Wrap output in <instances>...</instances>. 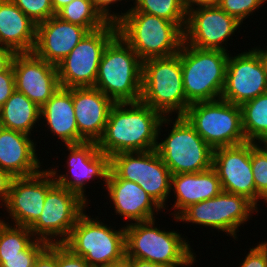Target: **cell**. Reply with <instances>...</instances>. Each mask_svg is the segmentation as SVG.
<instances>
[{"label": "cell", "instance_id": "6da1fadb", "mask_svg": "<svg viewBox=\"0 0 267 267\" xmlns=\"http://www.w3.org/2000/svg\"><path fill=\"white\" fill-rule=\"evenodd\" d=\"M171 121L170 116L163 117L141 101L115 103L97 142L98 149L109 157L123 152L154 150L161 126Z\"/></svg>", "mask_w": 267, "mask_h": 267}, {"label": "cell", "instance_id": "7a4b0ae2", "mask_svg": "<svg viewBox=\"0 0 267 267\" xmlns=\"http://www.w3.org/2000/svg\"><path fill=\"white\" fill-rule=\"evenodd\" d=\"M116 25L117 34L142 62L176 55L184 42V31L176 23L143 12H121Z\"/></svg>", "mask_w": 267, "mask_h": 267}, {"label": "cell", "instance_id": "3957f363", "mask_svg": "<svg viewBox=\"0 0 267 267\" xmlns=\"http://www.w3.org/2000/svg\"><path fill=\"white\" fill-rule=\"evenodd\" d=\"M94 87L114 103L140 101L142 61L118 34L102 53Z\"/></svg>", "mask_w": 267, "mask_h": 267}, {"label": "cell", "instance_id": "277c9868", "mask_svg": "<svg viewBox=\"0 0 267 267\" xmlns=\"http://www.w3.org/2000/svg\"><path fill=\"white\" fill-rule=\"evenodd\" d=\"M177 231L155 226V219L129 223L125 227V258H136L168 267L191 266L196 256Z\"/></svg>", "mask_w": 267, "mask_h": 267}, {"label": "cell", "instance_id": "5b68a950", "mask_svg": "<svg viewBox=\"0 0 267 267\" xmlns=\"http://www.w3.org/2000/svg\"><path fill=\"white\" fill-rule=\"evenodd\" d=\"M140 101L158 111L163 117L183 116L191 103L186 99L178 54L152 58L142 62V91Z\"/></svg>", "mask_w": 267, "mask_h": 267}, {"label": "cell", "instance_id": "8992f818", "mask_svg": "<svg viewBox=\"0 0 267 267\" xmlns=\"http://www.w3.org/2000/svg\"><path fill=\"white\" fill-rule=\"evenodd\" d=\"M178 55L186 99L192 104L221 98L229 53L199 49L183 42Z\"/></svg>", "mask_w": 267, "mask_h": 267}, {"label": "cell", "instance_id": "52a82bcc", "mask_svg": "<svg viewBox=\"0 0 267 267\" xmlns=\"http://www.w3.org/2000/svg\"><path fill=\"white\" fill-rule=\"evenodd\" d=\"M84 211L63 243L74 255L83 257L91 267H106L125 260V226L112 229Z\"/></svg>", "mask_w": 267, "mask_h": 267}, {"label": "cell", "instance_id": "ba28073f", "mask_svg": "<svg viewBox=\"0 0 267 267\" xmlns=\"http://www.w3.org/2000/svg\"><path fill=\"white\" fill-rule=\"evenodd\" d=\"M214 150L247 142L240 105L223 99L192 103L183 115Z\"/></svg>", "mask_w": 267, "mask_h": 267}, {"label": "cell", "instance_id": "9c48e42d", "mask_svg": "<svg viewBox=\"0 0 267 267\" xmlns=\"http://www.w3.org/2000/svg\"><path fill=\"white\" fill-rule=\"evenodd\" d=\"M168 137L157 142L156 150L171 175L197 173L212 167L213 149L184 116H176Z\"/></svg>", "mask_w": 267, "mask_h": 267}, {"label": "cell", "instance_id": "30bf717a", "mask_svg": "<svg viewBox=\"0 0 267 267\" xmlns=\"http://www.w3.org/2000/svg\"><path fill=\"white\" fill-rule=\"evenodd\" d=\"M107 178H121L139 184L164 210L171 192V172L156 149L123 152L110 157Z\"/></svg>", "mask_w": 267, "mask_h": 267}, {"label": "cell", "instance_id": "8fae6325", "mask_svg": "<svg viewBox=\"0 0 267 267\" xmlns=\"http://www.w3.org/2000/svg\"><path fill=\"white\" fill-rule=\"evenodd\" d=\"M254 212H258L257 206L247 197L222 191L216 197L189 205L175 218V222L211 227L238 239L239 227Z\"/></svg>", "mask_w": 267, "mask_h": 267}, {"label": "cell", "instance_id": "7c38bea8", "mask_svg": "<svg viewBox=\"0 0 267 267\" xmlns=\"http://www.w3.org/2000/svg\"><path fill=\"white\" fill-rule=\"evenodd\" d=\"M117 35V25L88 32L75 48L57 65L60 87H94L102 53Z\"/></svg>", "mask_w": 267, "mask_h": 267}, {"label": "cell", "instance_id": "4fadbf2b", "mask_svg": "<svg viewBox=\"0 0 267 267\" xmlns=\"http://www.w3.org/2000/svg\"><path fill=\"white\" fill-rule=\"evenodd\" d=\"M87 205L76 193L55 183L46 194L41 215L29 229L37 240L63 244Z\"/></svg>", "mask_w": 267, "mask_h": 267}, {"label": "cell", "instance_id": "5bb4252c", "mask_svg": "<svg viewBox=\"0 0 267 267\" xmlns=\"http://www.w3.org/2000/svg\"><path fill=\"white\" fill-rule=\"evenodd\" d=\"M266 92L267 65L258 47L230 54L221 99L241 105Z\"/></svg>", "mask_w": 267, "mask_h": 267}, {"label": "cell", "instance_id": "9a60e30c", "mask_svg": "<svg viewBox=\"0 0 267 267\" xmlns=\"http://www.w3.org/2000/svg\"><path fill=\"white\" fill-rule=\"evenodd\" d=\"M241 24L218 6L191 9L187 11L184 43L199 49L227 52L223 44H226Z\"/></svg>", "mask_w": 267, "mask_h": 267}, {"label": "cell", "instance_id": "2e32d148", "mask_svg": "<svg viewBox=\"0 0 267 267\" xmlns=\"http://www.w3.org/2000/svg\"><path fill=\"white\" fill-rule=\"evenodd\" d=\"M66 147L70 152L66 163L69 173L58 175L55 168H49L48 171L57 184L76 193L83 201L88 203L87 196L84 194L86 192V182L97 177L103 179L106 183L110 171V157L98 149L97 142H84L66 145Z\"/></svg>", "mask_w": 267, "mask_h": 267}, {"label": "cell", "instance_id": "e0dca14e", "mask_svg": "<svg viewBox=\"0 0 267 267\" xmlns=\"http://www.w3.org/2000/svg\"><path fill=\"white\" fill-rule=\"evenodd\" d=\"M212 167L217 172L223 191L245 196L256 205L251 142L214 149Z\"/></svg>", "mask_w": 267, "mask_h": 267}, {"label": "cell", "instance_id": "ac0fdd59", "mask_svg": "<svg viewBox=\"0 0 267 267\" xmlns=\"http://www.w3.org/2000/svg\"><path fill=\"white\" fill-rule=\"evenodd\" d=\"M15 90L23 93L40 109L60 88L57 66L32 53H16L12 60Z\"/></svg>", "mask_w": 267, "mask_h": 267}, {"label": "cell", "instance_id": "d6986e66", "mask_svg": "<svg viewBox=\"0 0 267 267\" xmlns=\"http://www.w3.org/2000/svg\"><path fill=\"white\" fill-rule=\"evenodd\" d=\"M55 183L48 169L33 176L13 179L4 206L15 225L29 228L39 218L46 194Z\"/></svg>", "mask_w": 267, "mask_h": 267}, {"label": "cell", "instance_id": "ffe728a7", "mask_svg": "<svg viewBox=\"0 0 267 267\" xmlns=\"http://www.w3.org/2000/svg\"><path fill=\"white\" fill-rule=\"evenodd\" d=\"M88 32L85 27L63 21L54 15L37 24L33 53L57 66Z\"/></svg>", "mask_w": 267, "mask_h": 267}, {"label": "cell", "instance_id": "44dd1931", "mask_svg": "<svg viewBox=\"0 0 267 267\" xmlns=\"http://www.w3.org/2000/svg\"><path fill=\"white\" fill-rule=\"evenodd\" d=\"M72 99L79 135L86 142H98L115 103L95 87L72 88Z\"/></svg>", "mask_w": 267, "mask_h": 267}, {"label": "cell", "instance_id": "7402d4cb", "mask_svg": "<svg viewBox=\"0 0 267 267\" xmlns=\"http://www.w3.org/2000/svg\"><path fill=\"white\" fill-rule=\"evenodd\" d=\"M35 147L28 134L0 126V169L14 178L38 174L42 167Z\"/></svg>", "mask_w": 267, "mask_h": 267}, {"label": "cell", "instance_id": "603a6c76", "mask_svg": "<svg viewBox=\"0 0 267 267\" xmlns=\"http://www.w3.org/2000/svg\"><path fill=\"white\" fill-rule=\"evenodd\" d=\"M116 215L131 222H145L155 218L162 208L139 186L138 183L121 178H107L105 183Z\"/></svg>", "mask_w": 267, "mask_h": 267}, {"label": "cell", "instance_id": "cb8c5ba5", "mask_svg": "<svg viewBox=\"0 0 267 267\" xmlns=\"http://www.w3.org/2000/svg\"><path fill=\"white\" fill-rule=\"evenodd\" d=\"M170 190L174 192V219L189 205L216 197L222 190L213 167L197 173L171 175Z\"/></svg>", "mask_w": 267, "mask_h": 267}, {"label": "cell", "instance_id": "d4e9b609", "mask_svg": "<svg viewBox=\"0 0 267 267\" xmlns=\"http://www.w3.org/2000/svg\"><path fill=\"white\" fill-rule=\"evenodd\" d=\"M37 24L11 0H0V46L15 53H32L36 44Z\"/></svg>", "mask_w": 267, "mask_h": 267}, {"label": "cell", "instance_id": "484cf974", "mask_svg": "<svg viewBox=\"0 0 267 267\" xmlns=\"http://www.w3.org/2000/svg\"><path fill=\"white\" fill-rule=\"evenodd\" d=\"M48 129L66 145L86 142L78 133L72 88L60 87L41 108V116ZM44 117V118H43Z\"/></svg>", "mask_w": 267, "mask_h": 267}, {"label": "cell", "instance_id": "4316f807", "mask_svg": "<svg viewBox=\"0 0 267 267\" xmlns=\"http://www.w3.org/2000/svg\"><path fill=\"white\" fill-rule=\"evenodd\" d=\"M40 116L41 109L23 93L15 90L0 108V126L31 136Z\"/></svg>", "mask_w": 267, "mask_h": 267}, {"label": "cell", "instance_id": "83f0119b", "mask_svg": "<svg viewBox=\"0 0 267 267\" xmlns=\"http://www.w3.org/2000/svg\"><path fill=\"white\" fill-rule=\"evenodd\" d=\"M240 108L246 140L267 143V92L244 102Z\"/></svg>", "mask_w": 267, "mask_h": 267}, {"label": "cell", "instance_id": "f1b7e54d", "mask_svg": "<svg viewBox=\"0 0 267 267\" xmlns=\"http://www.w3.org/2000/svg\"><path fill=\"white\" fill-rule=\"evenodd\" d=\"M134 4L127 11L158 16L176 23L184 31L187 19L185 0H135Z\"/></svg>", "mask_w": 267, "mask_h": 267}, {"label": "cell", "instance_id": "f546056e", "mask_svg": "<svg viewBox=\"0 0 267 267\" xmlns=\"http://www.w3.org/2000/svg\"><path fill=\"white\" fill-rule=\"evenodd\" d=\"M56 16L63 21L85 27L89 32L108 23L93 7L91 0H73L60 9Z\"/></svg>", "mask_w": 267, "mask_h": 267}, {"label": "cell", "instance_id": "4dcf8cb0", "mask_svg": "<svg viewBox=\"0 0 267 267\" xmlns=\"http://www.w3.org/2000/svg\"><path fill=\"white\" fill-rule=\"evenodd\" d=\"M36 240L28 227L0 220V258L19 256L20 251L27 250Z\"/></svg>", "mask_w": 267, "mask_h": 267}, {"label": "cell", "instance_id": "1f68e13d", "mask_svg": "<svg viewBox=\"0 0 267 267\" xmlns=\"http://www.w3.org/2000/svg\"><path fill=\"white\" fill-rule=\"evenodd\" d=\"M251 142V167L256 188V206L259 199L267 202V144Z\"/></svg>", "mask_w": 267, "mask_h": 267}, {"label": "cell", "instance_id": "d6a6232c", "mask_svg": "<svg viewBox=\"0 0 267 267\" xmlns=\"http://www.w3.org/2000/svg\"><path fill=\"white\" fill-rule=\"evenodd\" d=\"M27 17L39 24L54 13L51 0H11Z\"/></svg>", "mask_w": 267, "mask_h": 267}, {"label": "cell", "instance_id": "836d02e7", "mask_svg": "<svg viewBox=\"0 0 267 267\" xmlns=\"http://www.w3.org/2000/svg\"><path fill=\"white\" fill-rule=\"evenodd\" d=\"M267 0H219L218 7L228 15L235 17L240 23Z\"/></svg>", "mask_w": 267, "mask_h": 267}, {"label": "cell", "instance_id": "e575fe53", "mask_svg": "<svg viewBox=\"0 0 267 267\" xmlns=\"http://www.w3.org/2000/svg\"><path fill=\"white\" fill-rule=\"evenodd\" d=\"M48 245L47 242L36 240L27 250L20 251L19 256L0 258V267H34L36 259Z\"/></svg>", "mask_w": 267, "mask_h": 267}, {"label": "cell", "instance_id": "d590c367", "mask_svg": "<svg viewBox=\"0 0 267 267\" xmlns=\"http://www.w3.org/2000/svg\"><path fill=\"white\" fill-rule=\"evenodd\" d=\"M240 267H267V242L250 248Z\"/></svg>", "mask_w": 267, "mask_h": 267}, {"label": "cell", "instance_id": "8d00e7d4", "mask_svg": "<svg viewBox=\"0 0 267 267\" xmlns=\"http://www.w3.org/2000/svg\"><path fill=\"white\" fill-rule=\"evenodd\" d=\"M58 267H91L83 257L74 255L63 244H57Z\"/></svg>", "mask_w": 267, "mask_h": 267}, {"label": "cell", "instance_id": "74e56055", "mask_svg": "<svg viewBox=\"0 0 267 267\" xmlns=\"http://www.w3.org/2000/svg\"><path fill=\"white\" fill-rule=\"evenodd\" d=\"M15 91L14 70L12 64L5 70L0 72V108L9 99Z\"/></svg>", "mask_w": 267, "mask_h": 267}, {"label": "cell", "instance_id": "f35d334b", "mask_svg": "<svg viewBox=\"0 0 267 267\" xmlns=\"http://www.w3.org/2000/svg\"><path fill=\"white\" fill-rule=\"evenodd\" d=\"M118 1L120 2L122 0H91L93 7L99 12V14L107 22L115 24L120 20V15L119 13L114 12L111 14V10L109 8H111L112 4H116Z\"/></svg>", "mask_w": 267, "mask_h": 267}, {"label": "cell", "instance_id": "ab89813d", "mask_svg": "<svg viewBox=\"0 0 267 267\" xmlns=\"http://www.w3.org/2000/svg\"><path fill=\"white\" fill-rule=\"evenodd\" d=\"M34 267H58L57 244H49L36 259Z\"/></svg>", "mask_w": 267, "mask_h": 267}, {"label": "cell", "instance_id": "60d3db41", "mask_svg": "<svg viewBox=\"0 0 267 267\" xmlns=\"http://www.w3.org/2000/svg\"><path fill=\"white\" fill-rule=\"evenodd\" d=\"M13 179L14 177L10 173L0 169V203H4L1 205L3 207L7 201Z\"/></svg>", "mask_w": 267, "mask_h": 267}, {"label": "cell", "instance_id": "b9f144b4", "mask_svg": "<svg viewBox=\"0 0 267 267\" xmlns=\"http://www.w3.org/2000/svg\"><path fill=\"white\" fill-rule=\"evenodd\" d=\"M15 54L11 48L0 46V72L5 71L12 64Z\"/></svg>", "mask_w": 267, "mask_h": 267}, {"label": "cell", "instance_id": "7bdbcfd3", "mask_svg": "<svg viewBox=\"0 0 267 267\" xmlns=\"http://www.w3.org/2000/svg\"><path fill=\"white\" fill-rule=\"evenodd\" d=\"M219 0H185L186 10L189 11L191 9H195V6L198 7H209V6H217Z\"/></svg>", "mask_w": 267, "mask_h": 267}, {"label": "cell", "instance_id": "ee69618b", "mask_svg": "<svg viewBox=\"0 0 267 267\" xmlns=\"http://www.w3.org/2000/svg\"><path fill=\"white\" fill-rule=\"evenodd\" d=\"M125 261L128 263V267H168L163 264L153 263L136 258H125Z\"/></svg>", "mask_w": 267, "mask_h": 267}, {"label": "cell", "instance_id": "f6af8a7d", "mask_svg": "<svg viewBox=\"0 0 267 267\" xmlns=\"http://www.w3.org/2000/svg\"><path fill=\"white\" fill-rule=\"evenodd\" d=\"M72 1L73 0H51L54 13L56 14L60 9H62L64 6L68 5Z\"/></svg>", "mask_w": 267, "mask_h": 267}, {"label": "cell", "instance_id": "bcb514c9", "mask_svg": "<svg viewBox=\"0 0 267 267\" xmlns=\"http://www.w3.org/2000/svg\"><path fill=\"white\" fill-rule=\"evenodd\" d=\"M106 267H128V263L124 260L121 263L114 264V265H108Z\"/></svg>", "mask_w": 267, "mask_h": 267}, {"label": "cell", "instance_id": "7dc6e473", "mask_svg": "<svg viewBox=\"0 0 267 267\" xmlns=\"http://www.w3.org/2000/svg\"><path fill=\"white\" fill-rule=\"evenodd\" d=\"M259 51L261 52L265 62H266V65H267V49L263 48V49H260V47L258 48ZM265 49V50H264Z\"/></svg>", "mask_w": 267, "mask_h": 267}]
</instances>
